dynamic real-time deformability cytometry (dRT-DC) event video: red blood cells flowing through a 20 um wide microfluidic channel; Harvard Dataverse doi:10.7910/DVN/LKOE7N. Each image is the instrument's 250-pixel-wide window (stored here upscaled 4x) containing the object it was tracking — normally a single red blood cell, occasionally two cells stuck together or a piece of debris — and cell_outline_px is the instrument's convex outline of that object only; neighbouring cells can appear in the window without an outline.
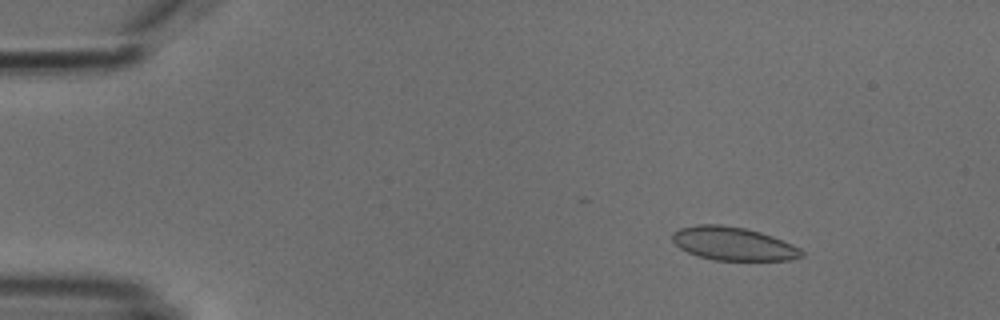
{"species": "common noctule bat (a hibernating species)", "species_latin": "Nyctalus noctula", "temperature_condition": "cold", "stored_images_in_passage": 8, "camera_frame_rate_fps": 3000, "um_per_image_px": 0.085, "animal": {"sex": "male", "body_mass_g": 18.8}, "frame": {"image": 1, "passage_image": 3, "time_ms": 2.0, "image_size_px": [1000, 320], "cell_outline_px": [[804, 256], [792, 260], [716, 260], [700, 256], [688, 252], [680, 248], [672, 240], [672, 232], [680, 228], [696, 224], [720, 224], [744, 228], [760, 232], [772, 236], [792, 244], [800, 248], [804, 252]], "centroid_in_image_um": [62.33, 20.71], "position_along_channel_um": 22.7, "area_um2": 25.09}}
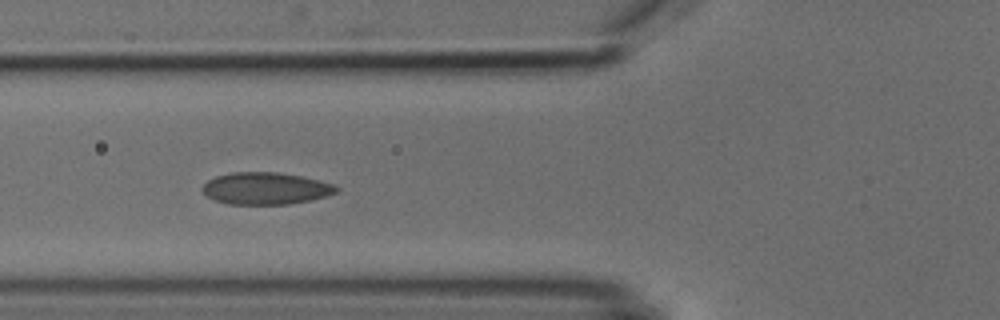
{"frame": {"image": 2, "passage_image": 6, "time_ms": 6.333, "image_size_px": [1000, 320], "cell_outline_px": [[340, 188], [336, 192], [324, 196], [308, 200], [288, 204], [228, 204], [216, 200], [208, 196], [200, 188], [208, 180], [216, 176], [232, 172], [276, 172], [300, 176], [320, 180], [336, 184]], "centroid_in_image_um": [22.58, 16.0], "position_along_channel_um": 103.2, "area_um2": 24.85}}
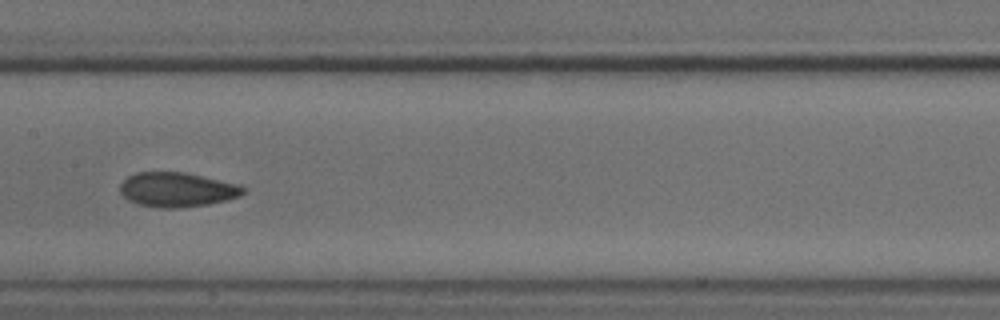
{"frame": {"image": 3, "passage_image": 8, "time_ms": 8.667, "image_size_px": [1000, 320], "cell_outline_px": [[248, 188], [240, 196], [228, 200], [208, 204], [176, 208], [160, 208], [140, 204], [128, 200], [120, 192], [120, 184], [128, 176], [136, 172], [184, 172], [236, 184]], "centroid_in_image_um": [15.05, 16.12], "position_along_channel_um": 192.4, "area_um2": 24.62}}